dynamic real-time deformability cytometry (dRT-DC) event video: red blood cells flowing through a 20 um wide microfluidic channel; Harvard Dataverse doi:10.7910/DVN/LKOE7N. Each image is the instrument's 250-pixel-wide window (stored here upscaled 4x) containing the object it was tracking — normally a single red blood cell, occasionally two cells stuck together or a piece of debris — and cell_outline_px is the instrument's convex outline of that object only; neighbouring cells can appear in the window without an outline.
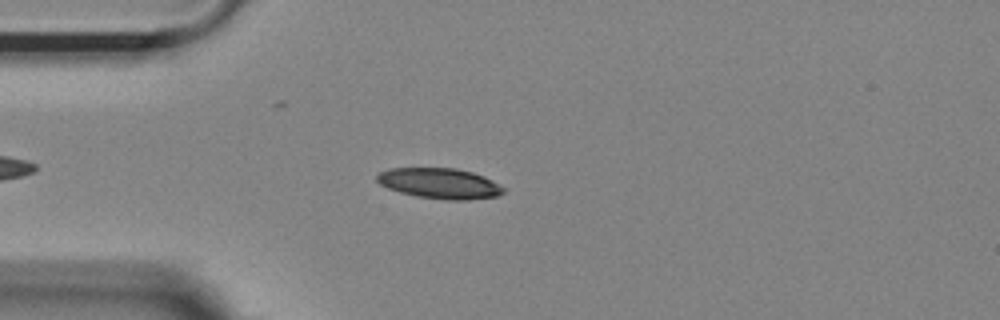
{"species": "Egyptian fruit bat (a non-hibernating species)", "species_latin": "Rousettus aegyptiacus", "temperature_condition": "room temperature", "stored_images_in_passage": 45, "camera_frame_rate_fps": 3000, "um_per_image_px": 0.085, "animal": {"sex": "female"}, "frame": {"image": 1, "passage_image": 9, "time_ms": 2.667, "image_size_px": [1000, 320], "cell_outline_px": [[504, 192], [496, 196], [468, 200], [444, 200], [416, 196], [400, 192], [388, 188], [380, 184], [376, 180], [376, 176], [380, 172], [388, 168], [456, 168], [472, 172], [484, 176], [492, 180], [504, 188]], "centroid_in_image_um": [37.36, 15.59], "position_along_channel_um": 47.6, "area_um2": 22.54}}
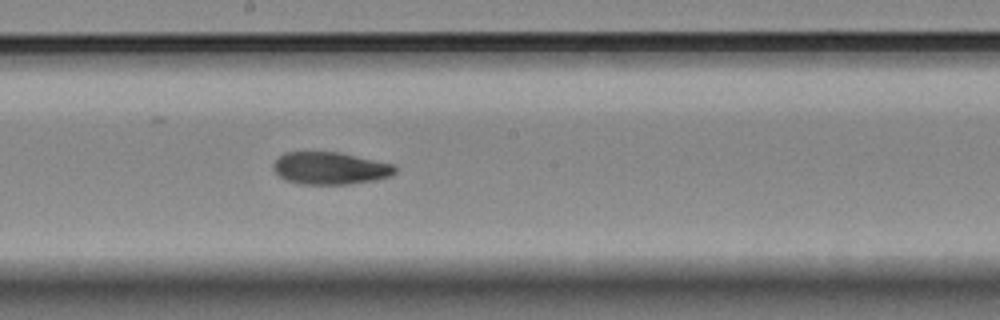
{"frame": {"image": 2, "passage_image": 24, "time_ms": 7.667, "image_size_px": [1000, 320], "cell_outline_px": [[396, 172], [392, 176], [376, 180], [348, 184], [300, 184], [284, 180], [272, 168], [272, 164], [284, 152], [340, 152], [396, 164]], "centroid_in_image_um": [28.09, 14.3], "position_along_channel_um": 220.1, "area_um2": 23.24}}
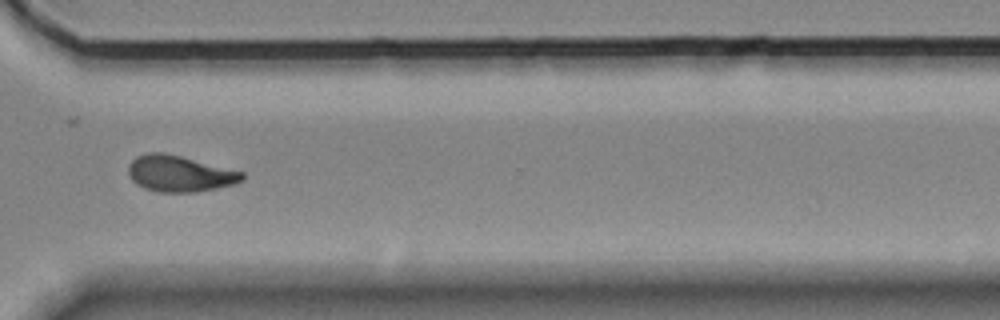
{"frame": {"image": 3, "passage_image": 35, "time_ms": 11.333, "image_size_px": [1000, 320], "cell_outline_px": [[244, 180], [236, 184], [196, 192], [160, 192], [144, 188], [136, 184], [132, 180], [128, 172], [128, 164], [136, 156], [148, 152], [164, 152], [244, 172]], "centroid_in_image_um": [15.26, 14.76], "position_along_channel_um": 355.3, "area_um2": 24.04}, "authors_computed_cell_mechanics": {"area_um2": 22.8888, "velocity_mm_per_s": 3.6811, "shape_relaxation_time_tau1_ms": 10.0786, "shape_relaxation_time_tau2_ms": 5.3789, "deformation_change_tau1": 0.2218, "deformation_change_tau2": 0.1203}}